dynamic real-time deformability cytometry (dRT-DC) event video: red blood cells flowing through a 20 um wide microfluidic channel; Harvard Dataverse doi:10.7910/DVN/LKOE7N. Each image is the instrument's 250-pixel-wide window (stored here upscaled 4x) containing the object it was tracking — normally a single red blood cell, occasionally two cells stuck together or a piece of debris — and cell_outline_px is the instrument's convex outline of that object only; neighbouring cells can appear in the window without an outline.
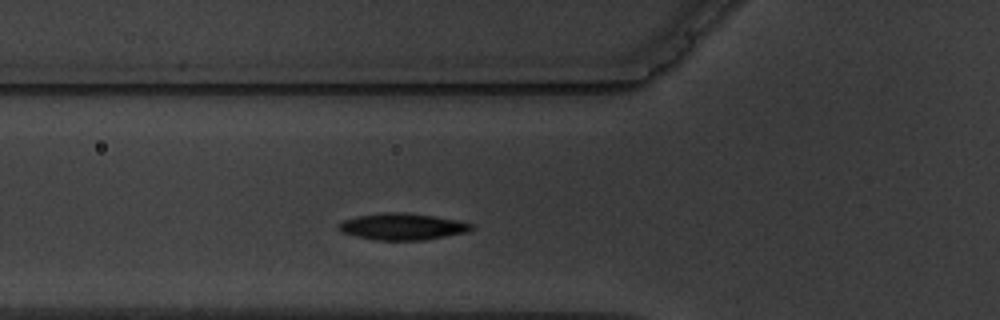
{"species": "common noctule bat (a hibernating species)", "species_latin": "Nyctalus noctula", "temperature_condition": "warm", "stored_images_in_passage": 2, "camera_frame_rate_fps": 3000, "um_per_image_px": 0.085, "animal": {"sex": "male", "body_mass_g": 19.5, "forearm_length_mm": 54.6}, "frame": {"image": 1, "passage_image": 2, "time_ms": 1.0, "image_size_px": [1000, 320], "cell_outline_px": [[472, 228], [468, 232], [424, 240], [376, 240], [340, 232], [340, 224], [344, 220], [356, 216], [384, 212], [396, 212], [432, 216], [456, 220], [472, 224]], "centroid_in_image_um": [34.2, 19.26], "position_along_channel_um": 91.6, "area_um2": 20.17}}